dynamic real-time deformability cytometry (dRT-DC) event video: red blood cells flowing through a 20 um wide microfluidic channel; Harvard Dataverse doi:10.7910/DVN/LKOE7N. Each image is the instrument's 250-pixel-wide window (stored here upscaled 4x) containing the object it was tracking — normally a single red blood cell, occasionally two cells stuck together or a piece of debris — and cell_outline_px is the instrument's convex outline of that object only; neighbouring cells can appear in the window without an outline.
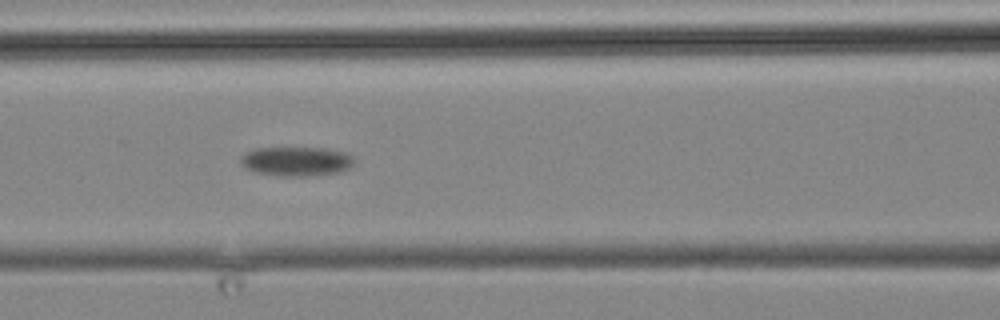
{"species": "common noctule bat (a hibernating species)", "species_latin": "Nyctalus noctula", "temperature_condition": "cold", "stored_images_in_passage": 6, "camera_frame_rate_fps": 3000, "um_per_image_px": 0.085, "animal": {"sex": "male", "body_mass_g": 19.2, "forearm_length_mm": 51.8}, "frame": {"image": 1, "passage_image": 5, "time_ms": 4.667, "image_size_px": [1000, 320], "cell_outline_px": [[356, 160], [348, 168], [340, 172], [308, 176], [280, 176], [256, 172], [244, 168], [240, 164], [240, 156], [244, 152], [256, 148], [324, 148], [348, 152]], "centroid_in_image_um": [25.17, 13.71], "position_along_channel_um": 141.4, "area_um2": 19.65}}
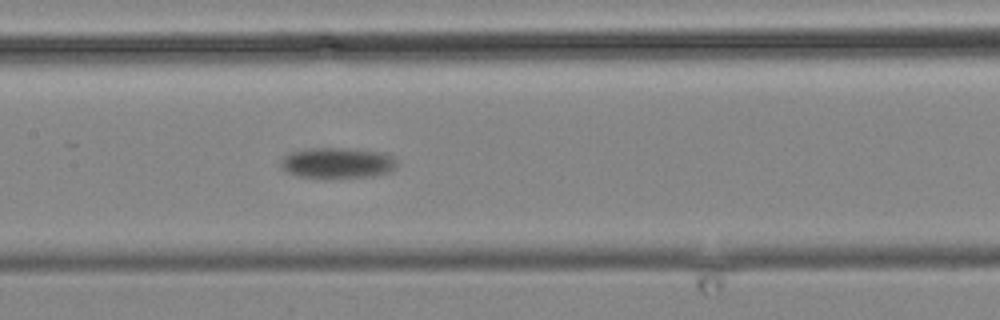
{"frame": {"image": 2, "passage_image": 6, "time_ms": 6.0, "image_size_px": [1000, 320], "cell_outline_px": [[396, 168], [388, 172], [372, 176], [328, 180], [296, 176], [288, 172], [280, 164], [280, 160], [284, 156], [292, 152], [312, 148], [344, 148], [380, 152], [392, 156], [396, 160]], "centroid_in_image_um": [28.66, 13.89], "position_along_channel_um": 178.7, "area_um2": 21.15}}